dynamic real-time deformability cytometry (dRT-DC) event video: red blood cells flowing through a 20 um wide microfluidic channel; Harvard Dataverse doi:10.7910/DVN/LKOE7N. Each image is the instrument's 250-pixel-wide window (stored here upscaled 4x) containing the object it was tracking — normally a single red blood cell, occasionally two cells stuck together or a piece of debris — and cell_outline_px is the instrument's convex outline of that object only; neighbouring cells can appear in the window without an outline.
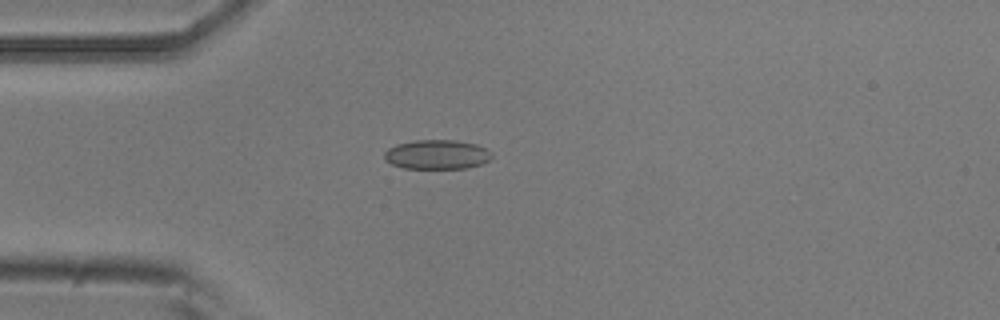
{"species": "common noctule bat (a hibernating species)", "species_latin": "Nyctalus noctula", "temperature_condition": "room temperature", "stored_images_in_passage": 5, "camera_frame_rate_fps": 3000, "um_per_image_px": 0.085, "animal": {"sex": "male", "body_mass_g": 20.5, "forearm_length_mm": 52.5}, "frame": {"image": 1, "passage_image": 4, "time_ms": 1.0, "image_size_px": [1000, 320], "cell_outline_px": [[492, 156], [488, 160], [480, 164], [468, 168], [404, 168], [392, 164], [384, 160], [384, 152], [388, 148], [396, 144], [416, 140], [456, 140], [476, 144], [492, 152]], "centroid_in_image_um": [37.12, 13.13], "position_along_channel_um": 47.9, "area_um2": 18.38}}